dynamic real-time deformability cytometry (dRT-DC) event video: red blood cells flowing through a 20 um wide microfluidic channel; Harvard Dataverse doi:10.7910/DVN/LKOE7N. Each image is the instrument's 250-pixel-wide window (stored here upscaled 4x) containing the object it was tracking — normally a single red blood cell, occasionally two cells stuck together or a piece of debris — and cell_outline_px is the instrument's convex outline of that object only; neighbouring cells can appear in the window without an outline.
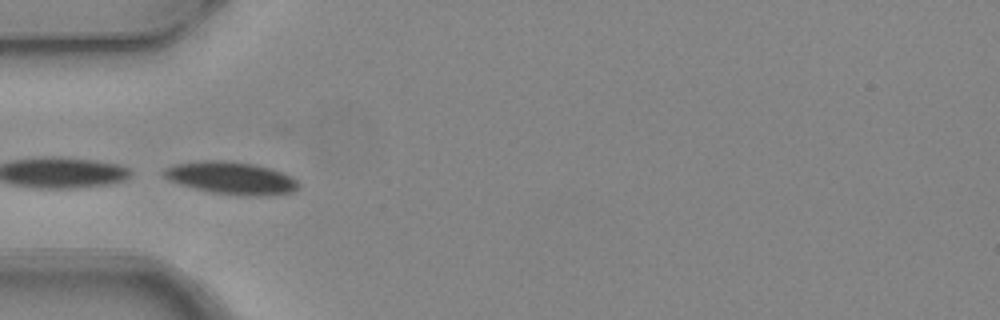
{"species": "common noctule bat (a hibernating species)", "species_latin": "Nyctalus noctula", "temperature_condition": "warm", "stored_images_in_passage": 5, "camera_frame_rate_fps": 3000, "um_per_image_px": 0.085, "animal": {"sex": "female", "body_mass_g": 24.6, "forearm_length_mm": 56.2}, "frame": {"image": 1, "passage_image": 4, "time_ms": 1.0, "image_size_px": [1000, 320], "cell_outline_px": [[300, 188], [292, 192], [256, 196], [244, 196], [208, 192], [180, 184], [168, 180], [160, 172], [164, 168], [172, 164], [204, 160], [224, 160], [252, 164], [272, 168], [292, 176], [300, 184]], "centroid_in_image_um": [19.63, 15.13], "position_along_channel_um": 65.4, "area_um2": 25.78}}
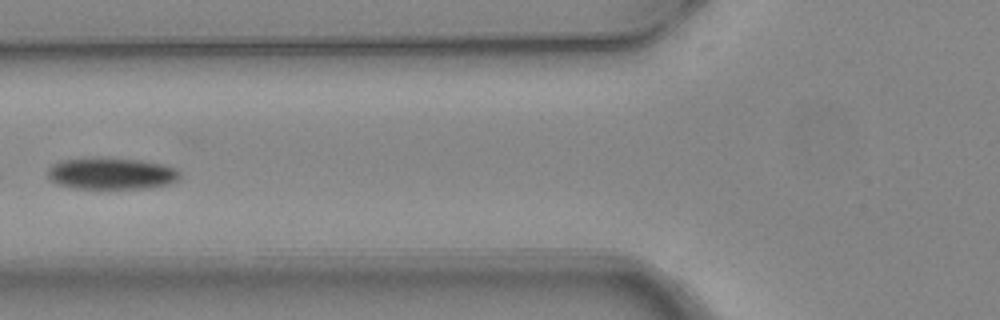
{"frame": {"image": 2, "passage_image": 5, "time_ms": 1.333, "image_size_px": [1000, 320], "cell_outline_px": [[180, 180], [168, 184], [148, 188], [72, 188], [56, 184], [48, 176], [48, 168], [52, 164], [60, 160], [96, 156], [140, 160], [164, 164], [176, 168], [180, 172]], "centroid_in_image_um": [9.46, 14.73], "position_along_channel_um": 116.3, "area_um2": 24.91}}